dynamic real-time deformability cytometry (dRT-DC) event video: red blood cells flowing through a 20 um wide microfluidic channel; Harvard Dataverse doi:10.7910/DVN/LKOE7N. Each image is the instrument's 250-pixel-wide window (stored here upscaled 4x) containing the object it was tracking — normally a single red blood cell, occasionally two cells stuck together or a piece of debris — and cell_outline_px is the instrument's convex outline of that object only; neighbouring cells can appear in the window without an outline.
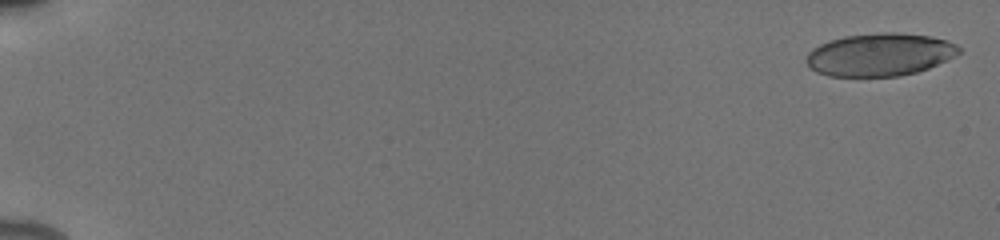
{"species": "human", "species_latin": "Homo sapiens", "temperature_condition": "cold", "stored_images_in_passage": 54, "camera_frame_rate_fps": 3000, "um_per_image_px": 0.085, "donor": {"sex": "male"}, "frame": {"image": 1, "passage_image": 1, "time_ms": 0.0, "image_size_px": [1000, 240], "cell_outline_px": [[960, 52], [928, 68], [916, 72], [900, 76], [828, 76], [816, 72], [804, 60], [808, 52], [812, 48], [820, 44], [844, 36], [880, 32], [896, 32], [932, 36], [948, 40], [956, 44], [960, 48]], "centroid_in_image_um": [74.76, 4.63], "position_along_channel_um": 10.2, "area_um2": 37.97}}
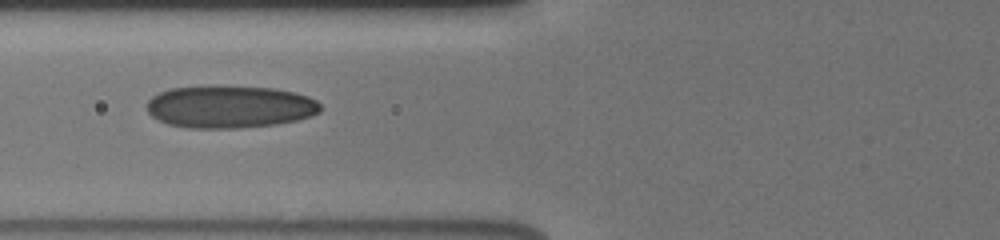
{"frame": {"image": 2, "passage_image": 23, "time_ms": 7.333, "image_size_px": [1000, 240], "cell_outline_px": [[320, 112], [312, 116], [296, 120], [276, 124], [240, 128], [188, 128], [168, 124], [152, 116], [148, 112], [148, 100], [152, 96], [160, 92], [172, 88], [212, 84], [276, 88], [296, 92], [308, 96], [316, 100], [320, 104]], "centroid_in_image_um": [19.54, 9.05], "position_along_channel_um": 106.3, "area_um2": 43.64}}
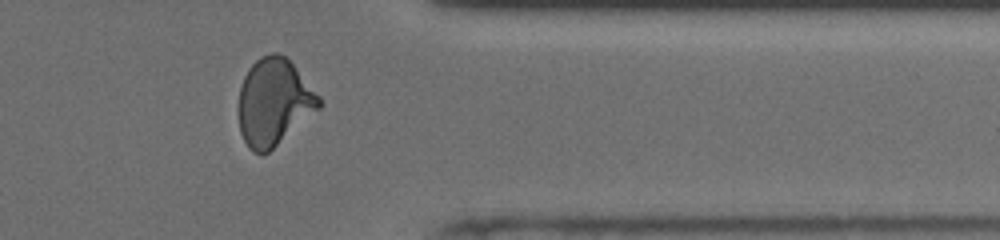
{"frame": {"image": 3, "passage_image": 45, "time_ms": 14.667, "image_size_px": [1000, 240], "cell_outline_px": [[320, 108], [268, 152], [252, 152], [248, 148], [240, 132], [240, 88], [244, 76], [248, 68], [260, 56], [272, 52], [276, 52], [284, 56], [292, 64], [320, 96]], "centroid_in_image_um": [23.28, 8.66], "position_along_channel_um": 388.1, "area_um2": 40.06}, "authors_computed_cell_mechanics": {"area_um2": 39.9976, "velocity_mm_per_s": 3.9343, "shape_relaxation_time_tau1_ms": 7.5522, "shape_relaxation_time_tau2_ms": 1.0446, "deformation_change_tau1": 0.2004, "deformation_change_tau2": 0.0734}}